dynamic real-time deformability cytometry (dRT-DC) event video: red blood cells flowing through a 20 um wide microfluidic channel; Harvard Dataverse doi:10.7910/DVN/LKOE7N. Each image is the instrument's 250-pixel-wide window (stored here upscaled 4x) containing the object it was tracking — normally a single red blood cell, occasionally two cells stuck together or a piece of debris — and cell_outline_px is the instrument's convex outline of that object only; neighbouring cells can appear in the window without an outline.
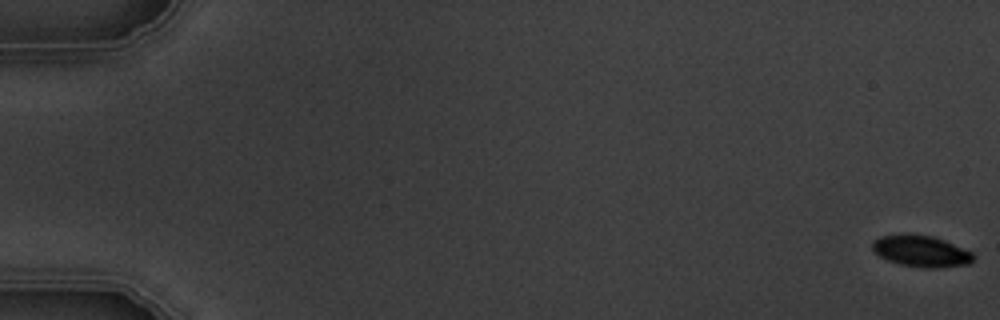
{"species": "common noctule bat (a hibernating species)", "species_latin": "Nyctalus noctula", "temperature_condition": "warm", "stored_images_in_passage": 6, "camera_frame_rate_fps": 3000, "um_per_image_px": 0.085, "animal": {"sex": "male", "body_mass_g": 19.5, "forearm_length_mm": 54.6}, "frame": {"image": 1, "passage_image": 1, "time_ms": 0.0, "image_size_px": [1000, 320], "cell_outline_px": [[976, 256], [968, 264], [936, 268], [924, 268], [900, 264], [888, 260], [880, 256], [872, 248], [872, 240], [880, 236], [904, 232], [912, 232], [932, 236], [944, 240], [972, 252]], "centroid_in_image_um": [78.26, 21.31], "position_along_channel_um": 6.7, "area_um2": 18.79}}
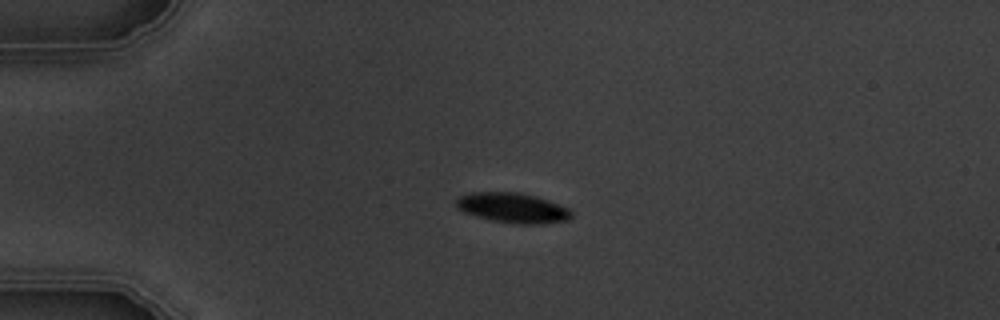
{"frame": {"image": 2, "passage_image": 5, "time_ms": 4.667, "image_size_px": [1000, 320], "cell_outline_px": [[572, 216], [568, 220], [532, 224], [516, 224], [492, 220], [476, 216], [464, 212], [456, 208], [456, 200], [460, 196], [468, 192], [520, 192], [536, 196], [548, 200], [568, 208], [572, 212]], "centroid_in_image_um": [43.55, 17.65], "position_along_channel_um": 41.5, "area_um2": 20.11}}